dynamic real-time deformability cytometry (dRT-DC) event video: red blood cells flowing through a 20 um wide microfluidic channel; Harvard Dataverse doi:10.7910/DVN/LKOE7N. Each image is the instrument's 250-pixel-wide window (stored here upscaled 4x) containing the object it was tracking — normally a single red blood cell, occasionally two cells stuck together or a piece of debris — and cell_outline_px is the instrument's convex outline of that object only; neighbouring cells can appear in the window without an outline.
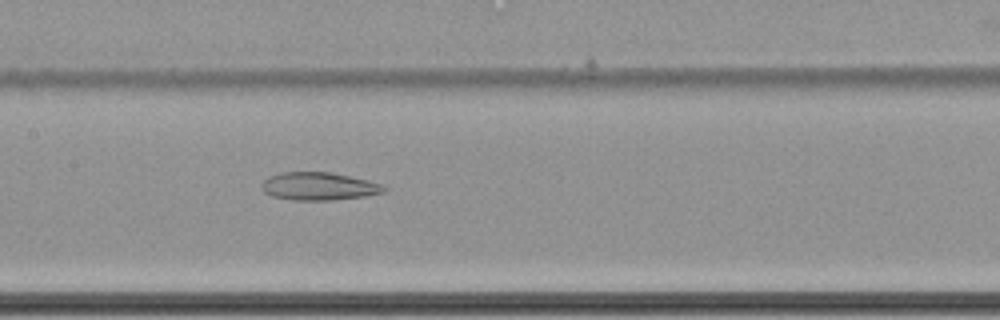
{"species": "common noctule bat (a hibernating species)", "species_latin": "Nyctalus noctula", "temperature_condition": "cold", "stored_images_in_passage": 43, "camera_frame_rate_fps": 3000, "um_per_image_px": 0.085, "animal": {"sex": "female", "body_mass_g": 22.7, "forearm_length_mm": 54.2}, "frame": {"image": 1, "passage_image": 14, "time_ms": 4.333, "image_size_px": [1000, 320], "cell_outline_px": [[388, 188], [384, 192], [364, 196], [332, 200], [292, 200], [272, 196], [264, 192], [260, 188], [260, 184], [268, 176], [280, 172], [332, 172], [368, 180], [384, 184]], "centroid_in_image_um": [27.09, 15.83], "position_along_channel_um": 180.3, "area_um2": 20.11}}
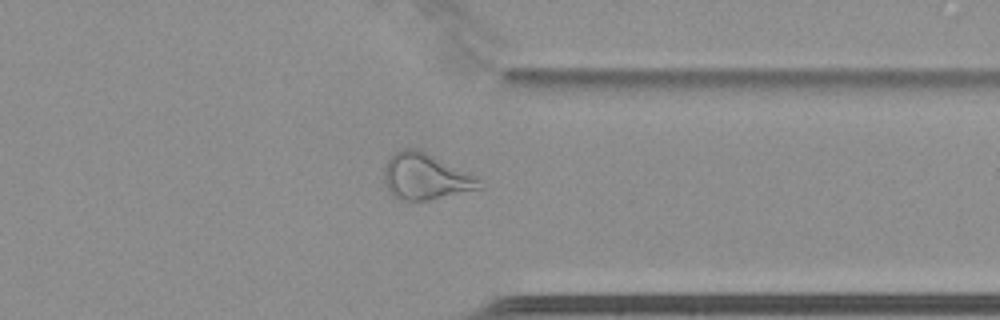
{"frame": {"image": 2, "passage_image": 31, "time_ms": 10.0, "image_size_px": [1000, 320], "cell_outline_px": [[484, 188], [428, 200], [400, 200], [392, 196], [388, 192], [384, 184], [384, 168], [388, 160], [400, 148], [416, 148], [468, 172], [476, 176], [480, 180]], "centroid_in_image_um": [36.15, 15.03], "position_along_channel_um": 375.3, "area_um2": 25.61}}
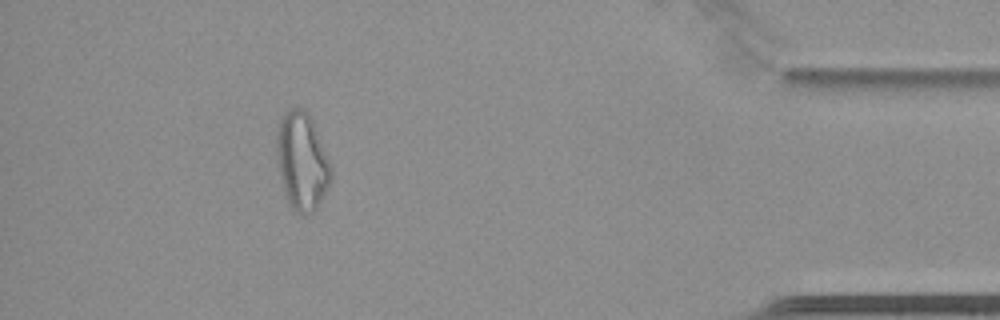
{"frame": {"image": 3, "passage_image": 38, "time_ms": 12.333, "image_size_px": [1000, 320], "cell_outline_px": [[332, 180], [316, 208], [308, 216], [300, 216], [292, 208], [284, 192], [276, 160], [276, 132], [280, 120], [284, 112], [288, 108], [304, 108], [308, 112], [312, 120], [332, 168]], "centroid_in_image_um": [25.65, 13.71], "position_along_channel_um": 409.6, "area_um2": 31.15}, "authors_computed_cell_mechanics": {"area_um2": 22.7732, "velocity_mm_per_s": 3.4546, "shape_relaxation_time_tau1_ms": null, "shape_relaxation_time_tau2_ms": 7.4705, "deformation_change_tau1": null, "deformation_change_tau2": 0.1793}}